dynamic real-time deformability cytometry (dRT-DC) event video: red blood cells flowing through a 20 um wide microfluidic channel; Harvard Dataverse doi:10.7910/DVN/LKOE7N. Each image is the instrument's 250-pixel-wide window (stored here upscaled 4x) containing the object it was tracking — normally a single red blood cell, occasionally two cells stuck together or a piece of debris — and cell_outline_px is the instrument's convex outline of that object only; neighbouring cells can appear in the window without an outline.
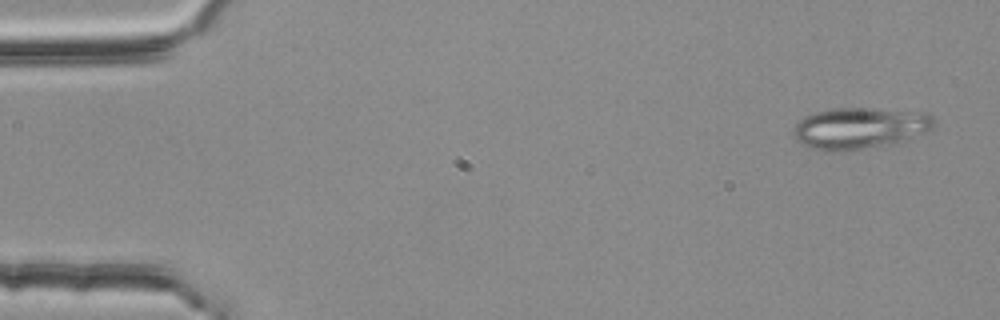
{"species": "common noctule bat (a hibernating species)", "species_latin": "Nyctalus noctula", "temperature_condition": "room temperature", "stored_images_in_passage": 4, "camera_frame_rate_fps": 3000, "um_per_image_px": 0.085, "animal": {"sex": "female", "body_mass_g": 25.1}, "frame": {"image": 1, "passage_image": 1, "time_ms": 0.0, "image_size_px": [1000, 320], "cell_outline_px": [[936, 124], [932, 128], [896, 144], [840, 152], [824, 152], [800, 144], [796, 140], [792, 132], [796, 124], [804, 116], [816, 112], [832, 108], [868, 108], [924, 112], [932, 116], [936, 120]], "centroid_in_image_um": [73.05, 10.91], "position_along_channel_um": 11.9, "area_um2": 34.33}}